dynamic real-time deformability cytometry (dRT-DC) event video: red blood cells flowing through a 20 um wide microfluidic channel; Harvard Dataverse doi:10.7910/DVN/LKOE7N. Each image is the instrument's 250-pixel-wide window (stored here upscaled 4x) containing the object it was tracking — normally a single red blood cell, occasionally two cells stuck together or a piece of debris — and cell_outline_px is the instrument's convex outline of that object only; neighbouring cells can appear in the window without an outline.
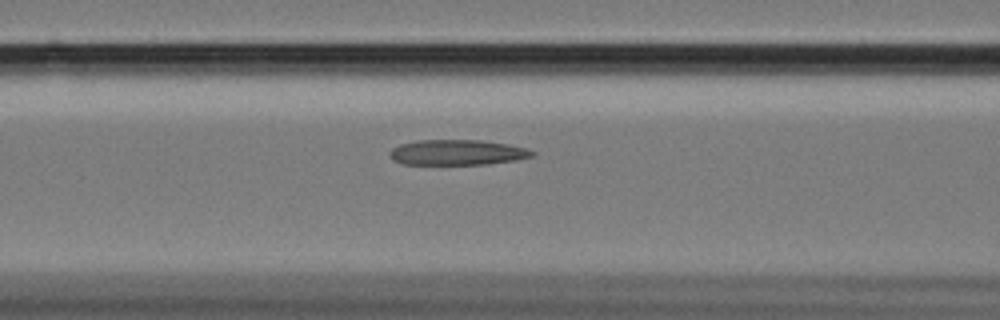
{"species": "Egyptian fruit bat (a non-hibernating species)", "species_latin": "Rousettus aegyptiacus", "temperature_condition": "cold", "stored_images_in_passage": 58, "camera_frame_rate_fps": 3000, "um_per_image_px": 0.085, "animal": {"sex": "female"}, "frame": {"image": 1, "passage_image": 24, "time_ms": 7.667, "image_size_px": [1000, 320], "cell_outline_px": [[536, 152], [532, 156], [516, 160], [488, 164], [404, 164], [392, 160], [388, 156], [388, 152], [392, 148], [400, 144], [416, 140], [480, 140], [508, 144], [528, 148]], "centroid_in_image_um": [38.84, 12.95], "position_along_channel_um": 127.8, "area_um2": 21.21}}
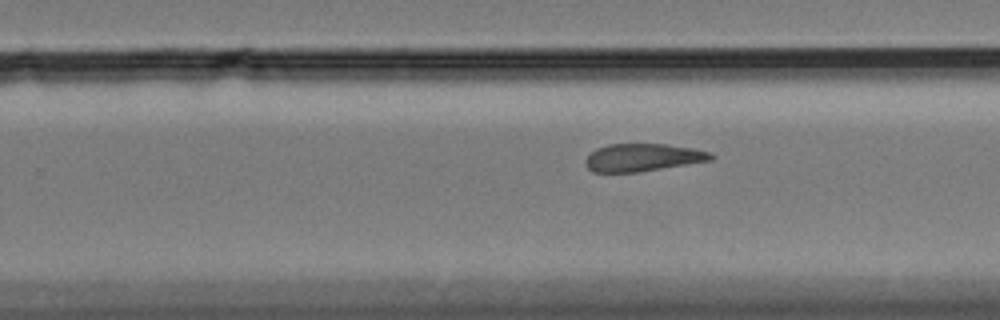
{"frame": {"image": 2, "passage_image": 37, "time_ms": 12.0, "image_size_px": [1000, 320], "cell_outline_px": [[716, 156], [712, 160], [636, 172], [592, 172], [584, 164], [584, 160], [596, 148], [608, 144], [664, 144], [692, 148], [712, 152]], "centroid_in_image_um": [54.63, 13.38], "position_along_channel_um": 275.2, "area_um2": 20.17}}
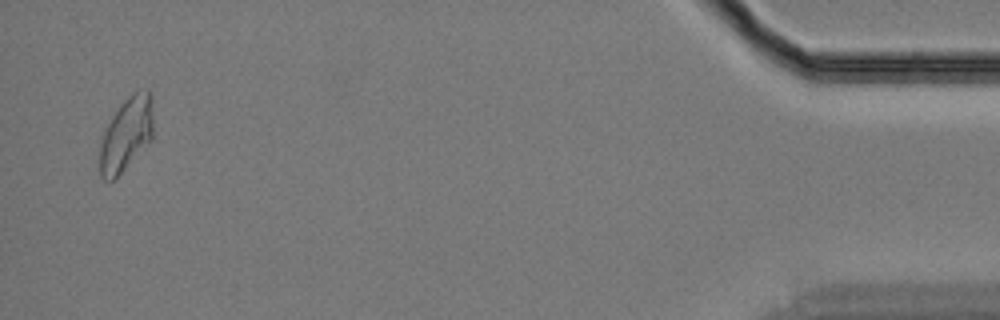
{"frame": {"image": 3, "passage_image": 57, "time_ms": 18.667, "image_size_px": [1000, 320], "cell_outline_px": [[152, 140], [112, 180], [104, 180], [100, 176], [100, 140], [112, 116], [124, 100], [132, 92], [148, 88], [152, 92]], "centroid_in_image_um": [10.75, 11.35], "position_along_channel_um": 424.5, "area_um2": 22.77}, "authors_computed_cell_mechanics": {"area_um2": 21.9929, "velocity_mm_per_s": 3.415, "shape_relaxation_time_tau1_ms": null, "shape_relaxation_time_tau2_ms": 7.1713, "deformation_change_tau1": null, "deformation_change_tau2": 0.1652}}